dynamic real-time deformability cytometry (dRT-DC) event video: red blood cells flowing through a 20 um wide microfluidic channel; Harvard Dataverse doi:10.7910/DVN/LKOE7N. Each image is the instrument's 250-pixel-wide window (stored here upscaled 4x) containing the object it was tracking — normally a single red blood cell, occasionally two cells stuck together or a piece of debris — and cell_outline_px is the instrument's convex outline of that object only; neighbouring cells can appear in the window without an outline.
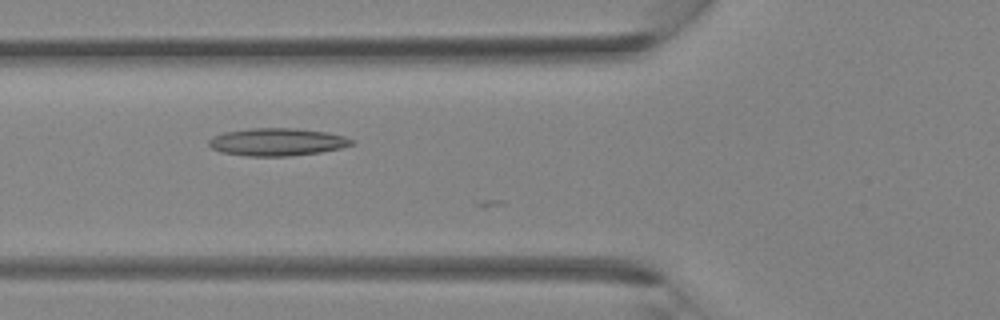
{"species": "Egyptian fruit bat (a non-hibernating species)", "species_latin": "Rousettus aegyptiacus", "temperature_condition": "room temperature", "stored_images_in_passage": 15, "camera_frame_rate_fps": 3000, "um_per_image_px": 0.085, "animal": {"sex": "female"}, "frame": {"image": 1, "passage_image": 14, "time_ms": 4.333, "image_size_px": [1000, 320], "cell_outline_px": [[356, 144], [340, 148], [320, 152], [288, 156], [248, 156], [220, 152], [212, 148], [208, 144], [208, 140], [212, 136], [224, 132], [248, 128], [296, 128], [324, 132], [344, 136], [356, 140]], "centroid_in_image_um": [23.55, 12.06], "position_along_channel_um": 102.2, "area_um2": 23.12}}